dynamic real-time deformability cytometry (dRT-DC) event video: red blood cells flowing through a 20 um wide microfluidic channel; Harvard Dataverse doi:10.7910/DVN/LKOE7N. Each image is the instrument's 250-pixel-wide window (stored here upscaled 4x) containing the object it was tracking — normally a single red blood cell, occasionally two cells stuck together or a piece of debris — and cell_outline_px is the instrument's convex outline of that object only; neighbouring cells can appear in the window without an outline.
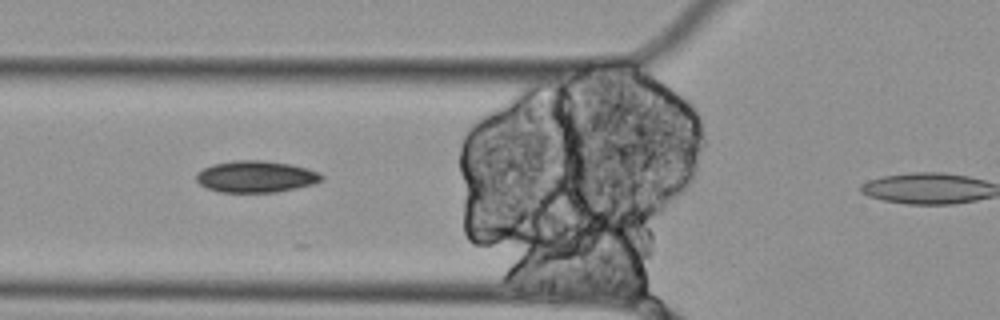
{"species": "Egyptian fruit bat (a non-hibernating species)", "species_latin": "Rousettus aegyptiacus", "temperature_condition": "cold", "stored_images_in_passage": 13, "segment_of_instrument_passage": [1, 2], "camera_frame_rate_fps": 3000, "um_per_image_px": 0.085, "animal": {"sex": "female"}, "frame": {"image": 1, "passage_image": 8, "time_ms": 2.333, "image_size_px": [1000, 320], "cell_outline_px": [[324, 180], [312, 184], [296, 188], [276, 192], [220, 192], [208, 188], [200, 184], [196, 180], [196, 172], [212, 164], [236, 160], [264, 160], [292, 164], [308, 168], [320, 172], [324, 176]], "centroid_in_image_um": [21.78, 15.0], "position_along_channel_um": 104.0, "area_um2": 23.29}}